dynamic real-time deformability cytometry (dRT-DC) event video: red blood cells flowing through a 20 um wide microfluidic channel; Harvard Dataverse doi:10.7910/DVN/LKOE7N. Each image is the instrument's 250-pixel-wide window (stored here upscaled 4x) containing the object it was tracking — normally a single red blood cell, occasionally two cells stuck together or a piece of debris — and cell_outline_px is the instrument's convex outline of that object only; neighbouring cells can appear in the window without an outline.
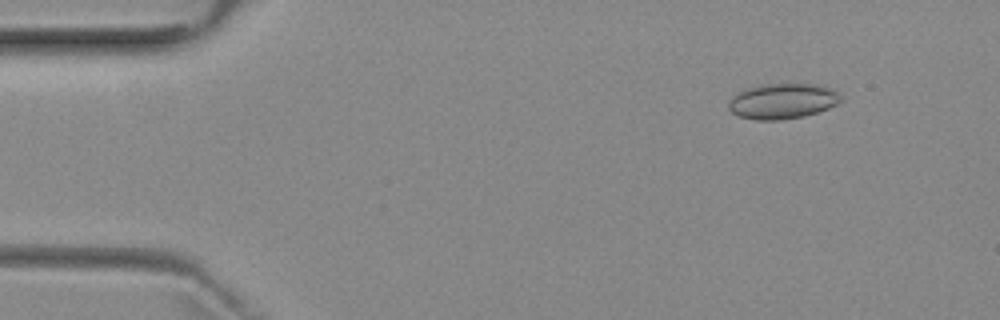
{"species": "common noctule bat (a hibernating species)", "species_latin": "Nyctalus noctula", "temperature_condition": "room temperature", "stored_images_in_passage": 5, "camera_frame_rate_fps": 3000, "um_per_image_px": 0.085, "animal": {"sex": "female", "body_mass_g": 29.2, "forearm_length_mm": 56.3}, "frame": {"image": 1, "passage_image": 1, "time_ms": 0.0, "image_size_px": [1000, 320], "cell_outline_px": [[840, 100], [836, 104], [828, 108], [804, 116], [780, 120], [756, 120], [740, 116], [732, 112], [728, 108], [728, 100], [732, 96], [744, 88], [760, 84], [784, 80], [820, 84], [832, 88], [840, 96]], "centroid_in_image_um": [66.49, 8.53], "position_along_channel_um": 18.5, "area_um2": 24.1}}
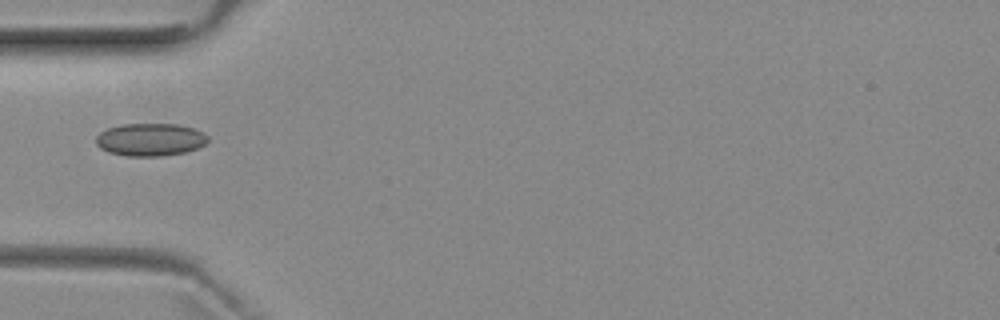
{"frame": {"image": 2, "passage_image": 4, "time_ms": 3.667, "image_size_px": [1000, 320], "cell_outline_px": [[208, 140], [204, 144], [196, 148], [184, 152], [160, 156], [128, 156], [108, 152], [100, 148], [96, 144], [96, 136], [100, 132], [108, 128], [120, 124], [180, 124], [204, 132], [208, 136]], "centroid_in_image_um": [12.75, 11.86], "position_along_channel_um": 72.2, "area_um2": 21.33}}
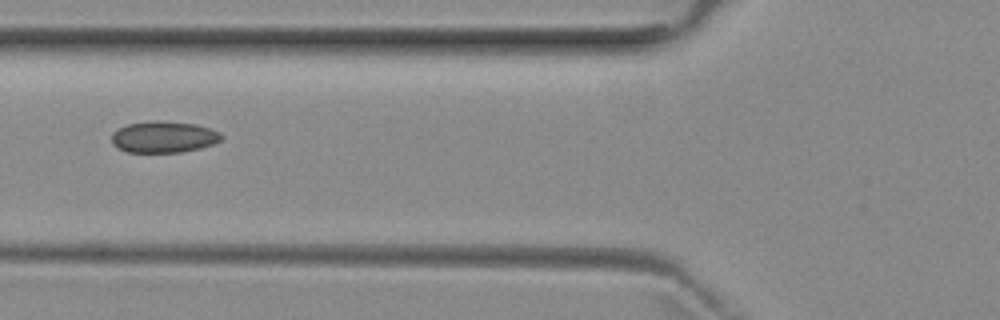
{"frame": {"image": 3, "passage_image": 5, "time_ms": 4.667, "image_size_px": [1000, 320], "cell_outline_px": [[224, 136], [220, 140], [212, 144], [200, 148], [180, 152], [128, 152], [116, 148], [112, 144], [112, 132], [116, 128], [128, 124], [156, 120], [196, 124], [220, 132]], "centroid_in_image_um": [13.88, 11.64], "position_along_channel_um": 111.9, "area_um2": 20.17}}